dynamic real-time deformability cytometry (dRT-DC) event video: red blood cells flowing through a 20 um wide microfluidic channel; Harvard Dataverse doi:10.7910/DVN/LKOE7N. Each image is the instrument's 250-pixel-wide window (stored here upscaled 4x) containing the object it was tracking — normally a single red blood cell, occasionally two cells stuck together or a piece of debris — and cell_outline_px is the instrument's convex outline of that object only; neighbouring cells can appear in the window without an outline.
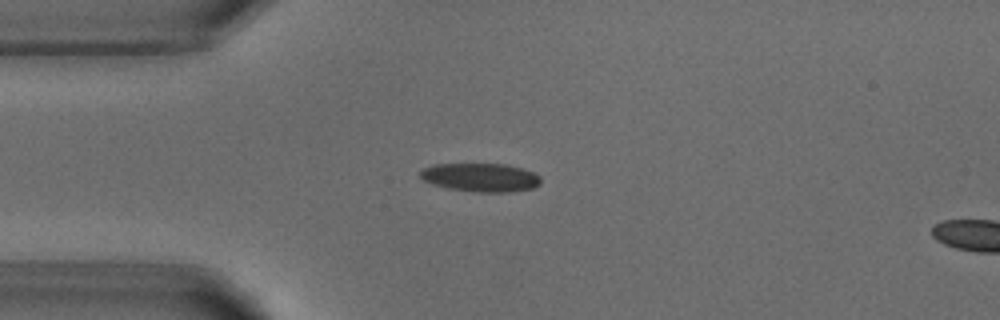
{"species": "common noctule bat (a hibernating species)", "species_latin": "Nyctalus noctula", "temperature_condition": "warm", "stored_images_in_passage": 3, "segment_of_instrument_passage": [1, 2], "camera_frame_rate_fps": 3000, "um_per_image_px": 0.085, "animal": {"sex": "male", "body_mass_g": 18.8}, "frame": {"image": 1, "passage_image": 2, "time_ms": 2.0, "image_size_px": [1000, 320], "cell_outline_px": [[540, 184], [532, 188], [512, 192], [476, 192], [448, 188], [432, 184], [424, 180], [420, 176], [420, 172], [424, 168], [432, 164], [504, 164], [520, 168], [532, 172], [540, 176]], "centroid_in_image_um": [40.84, 15.08], "position_along_channel_um": 44.2, "area_um2": 19.94}}